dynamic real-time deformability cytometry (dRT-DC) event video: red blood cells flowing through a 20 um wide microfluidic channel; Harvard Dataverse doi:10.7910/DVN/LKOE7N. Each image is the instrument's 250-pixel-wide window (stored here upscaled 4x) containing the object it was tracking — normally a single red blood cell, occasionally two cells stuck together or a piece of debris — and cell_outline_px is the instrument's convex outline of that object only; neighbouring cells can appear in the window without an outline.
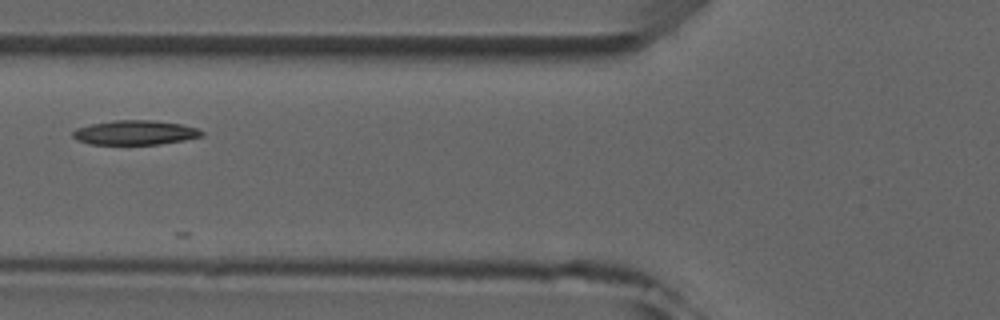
{"species": "common noctule bat (a hibernating species)", "species_latin": "Nyctalus noctula", "temperature_condition": "room temperature", "stored_images_in_passage": 6, "camera_frame_rate_fps": 3000, "um_per_image_px": 0.085, "animal": {"sex": "male", "forearm_length_mm": 52.5}, "frame": {"image": 1, "passage_image": 5, "time_ms": 4.667, "image_size_px": [1000, 320], "cell_outline_px": [[204, 136], [184, 140], [160, 144], [88, 144], [76, 140], [72, 136], [72, 132], [76, 128], [92, 124], [116, 120], [152, 120], [180, 124], [196, 128], [204, 132]], "centroid_in_image_um": [11.47, 11.27], "position_along_channel_um": 114.3, "area_um2": 18.32}}